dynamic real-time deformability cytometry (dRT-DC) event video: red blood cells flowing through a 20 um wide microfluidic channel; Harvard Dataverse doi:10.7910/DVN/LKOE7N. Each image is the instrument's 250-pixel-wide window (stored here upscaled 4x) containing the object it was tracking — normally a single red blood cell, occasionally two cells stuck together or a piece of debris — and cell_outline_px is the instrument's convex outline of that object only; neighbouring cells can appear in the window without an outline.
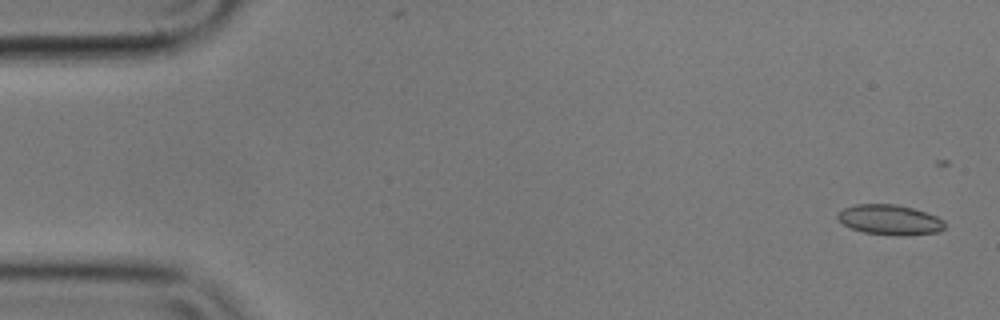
{"species": "common noctule bat (a hibernating species)", "species_latin": "Nyctalus noctula", "temperature_condition": "cold", "stored_images_in_passage": 17, "camera_frame_rate_fps": 3000, "um_per_image_px": 0.085, "animal": {"sex": "male", "body_mass_g": 17.9}, "frame": {"image": 1, "passage_image": 2, "time_ms": 0.333, "image_size_px": [1000, 320], "cell_outline_px": [[944, 228], [936, 232], [908, 236], [896, 236], [864, 232], [852, 228], [844, 224], [836, 216], [844, 208], [856, 204], [896, 204], [912, 208], [936, 216], [944, 220]], "centroid_in_image_um": [75.65, 18.69], "position_along_channel_um": 9.4, "area_um2": 18.67}}
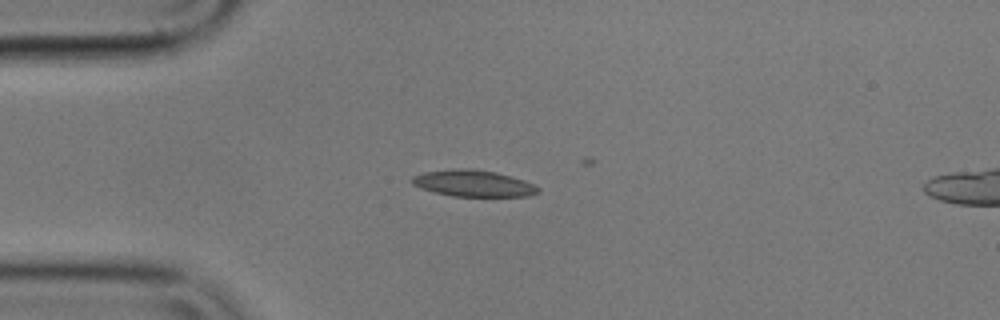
{"frame": {"image": 2, "passage_image": 14, "time_ms": 4.333, "image_size_px": [1000, 320], "cell_outline_px": [[540, 192], [528, 196], [452, 196], [436, 192], [412, 184], [408, 180], [412, 176], [424, 172], [456, 168], [476, 168], [496, 172], [512, 176], [524, 180], [540, 188]], "centroid_in_image_um": [40.24, 15.57], "position_along_channel_um": 44.8, "area_um2": 19.54}}